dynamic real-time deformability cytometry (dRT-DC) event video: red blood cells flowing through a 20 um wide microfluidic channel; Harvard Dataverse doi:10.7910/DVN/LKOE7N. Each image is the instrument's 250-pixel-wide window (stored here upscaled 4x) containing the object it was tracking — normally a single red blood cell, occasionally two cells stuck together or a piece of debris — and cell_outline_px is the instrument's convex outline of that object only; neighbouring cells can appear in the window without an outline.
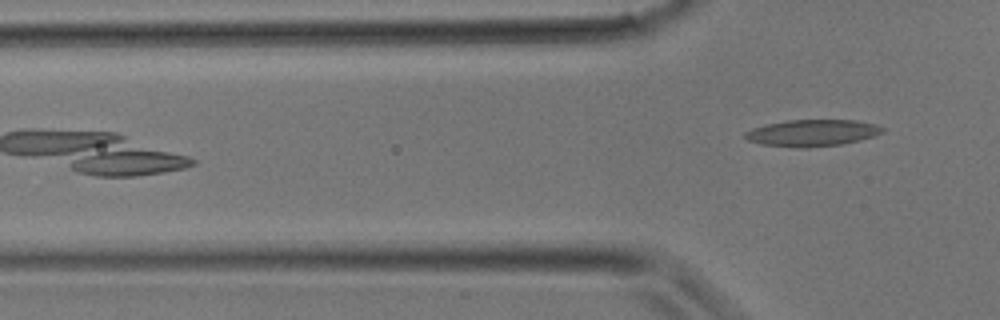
{"species": "common noctule bat (a hibernating species)", "species_latin": "Nyctalus noctula", "temperature_condition": "room temperature", "stored_images_in_passage": 8, "camera_frame_rate_fps": 3000, "um_per_image_px": 0.085, "animal": {"sex": "male", "body_mass_g": 17.9}, "frame": {"image": 1, "passage_image": 8, "time_ms": 2.333, "image_size_px": [1000, 320], "cell_outline_px": [[884, 132], [860, 140], [840, 144], [808, 148], [804, 148], [760, 144], [748, 140], [744, 136], [744, 132], [752, 128], [768, 124], [788, 120], [856, 120], [876, 124], [884, 128]], "centroid_in_image_um": [69.04, 11.29], "position_along_channel_um": 56.8, "area_um2": 21.27}}